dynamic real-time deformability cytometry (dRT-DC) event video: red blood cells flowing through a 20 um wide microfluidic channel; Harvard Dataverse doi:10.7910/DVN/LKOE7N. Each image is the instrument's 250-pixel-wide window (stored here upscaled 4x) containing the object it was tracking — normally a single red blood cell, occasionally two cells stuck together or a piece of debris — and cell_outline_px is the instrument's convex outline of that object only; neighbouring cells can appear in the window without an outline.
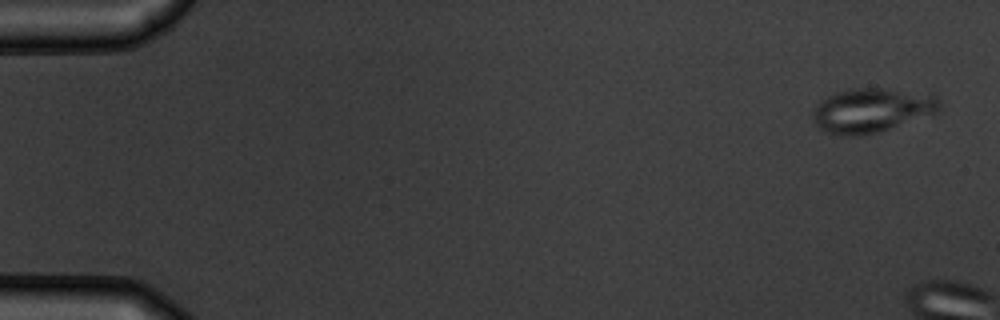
{"species": "common noctule bat (a hibernating species)", "species_latin": "Nyctalus noctula", "temperature_condition": "warm", "stored_images_in_passage": 4, "camera_frame_rate_fps": 3000, "um_per_image_px": 0.085, "animal": {"sex": "male", "body_mass_g": 19.5, "forearm_length_mm": 54.6}, "frame": {"image": 1, "passage_image": 1, "time_ms": 0.0, "image_size_px": [1000, 320], "cell_outline_px": [[940, 108], [936, 112], [876, 132], [856, 136], [840, 136], [828, 132], [820, 128], [812, 120], [812, 112], [816, 104], [820, 100], [836, 92], [856, 88], [884, 88], [936, 92], [940, 100]], "centroid_in_image_um": [74.11, 9.33], "position_along_channel_um": 10.9, "area_um2": 32.89}}